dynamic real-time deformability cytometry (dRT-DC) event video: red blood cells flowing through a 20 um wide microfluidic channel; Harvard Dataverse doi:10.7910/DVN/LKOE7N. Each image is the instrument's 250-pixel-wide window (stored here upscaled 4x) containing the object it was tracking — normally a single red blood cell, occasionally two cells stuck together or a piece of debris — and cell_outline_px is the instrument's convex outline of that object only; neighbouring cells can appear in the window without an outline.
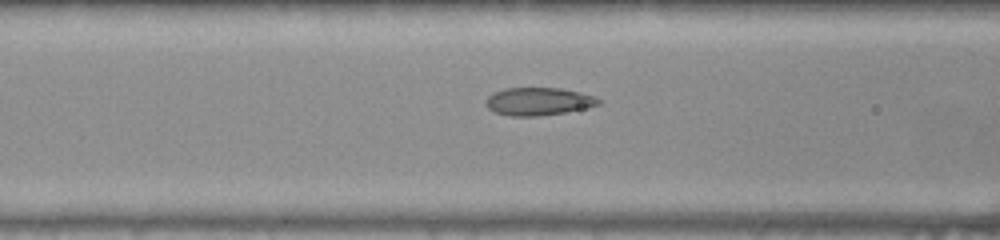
{"species": "common noctule bat (a hibernating species)", "species_latin": "Nyctalus noctula", "temperature_condition": "warm", "stored_images_in_passage": 13, "camera_frame_rate_fps": 3000, "um_per_image_px": 0.085, "animal": {"sex": "female", "body_mass_g": 22.0, "forearm_length_mm": 56.7}, "frame": {"image": 1, "passage_image": 8, "time_ms": 2.333, "image_size_px": [1000, 240], "cell_outline_px": [[600, 104], [564, 112], [536, 116], [508, 116], [496, 112], [488, 108], [484, 104], [484, 100], [492, 92], [504, 88], [560, 88], [580, 92], [596, 96], [600, 100]], "centroid_in_image_um": [45.71, 8.61], "position_along_channel_um": 120.9, "area_um2": 18.26}}
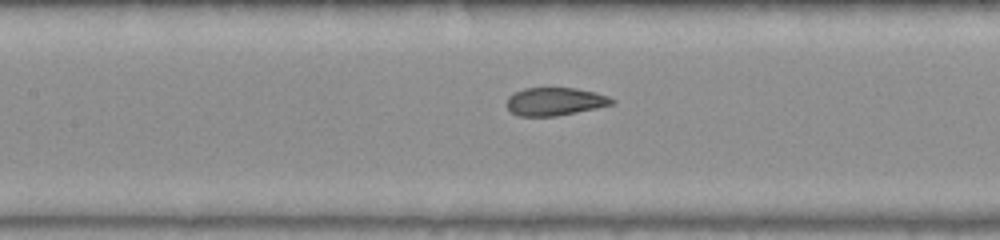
{"frame": {"image": 2, "passage_image": 11, "time_ms": 3.333, "image_size_px": [1000, 240], "cell_outline_px": [[616, 100], [612, 104], [596, 108], [556, 116], [520, 116], [512, 112], [504, 104], [508, 96], [512, 92], [524, 88], [576, 88], [596, 92], [608, 96]], "centroid_in_image_um": [47.13, 8.62], "position_along_channel_um": 160.3, "area_um2": 17.28}}